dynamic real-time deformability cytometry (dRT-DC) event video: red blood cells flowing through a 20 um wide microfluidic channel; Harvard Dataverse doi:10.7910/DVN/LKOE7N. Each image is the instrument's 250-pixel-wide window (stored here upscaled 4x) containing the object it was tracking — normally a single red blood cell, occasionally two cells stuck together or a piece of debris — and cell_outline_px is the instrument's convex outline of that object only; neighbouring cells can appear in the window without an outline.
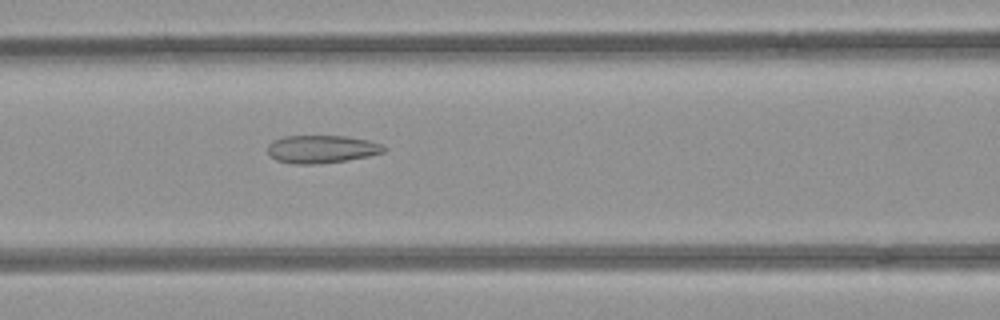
{"species": "common noctule bat (a hibernating species)", "species_latin": "Nyctalus noctula", "temperature_condition": "room temperature", "stored_images_in_passage": 38, "camera_frame_rate_fps": 3000, "um_per_image_px": 0.085, "animal": {"sex": "female", "body_mass_g": 21.9}, "frame": {"image": 1, "passage_image": 7, "time_ms": 2.0, "image_size_px": [1000, 320], "cell_outline_px": [[388, 148], [384, 152], [368, 156], [348, 160], [320, 164], [292, 164], [276, 160], [268, 152], [268, 144], [272, 140], [284, 136], [344, 136], [368, 140], [384, 144]], "centroid_in_image_um": [27.36, 12.68], "position_along_channel_um": 139.2, "area_um2": 19.07}}
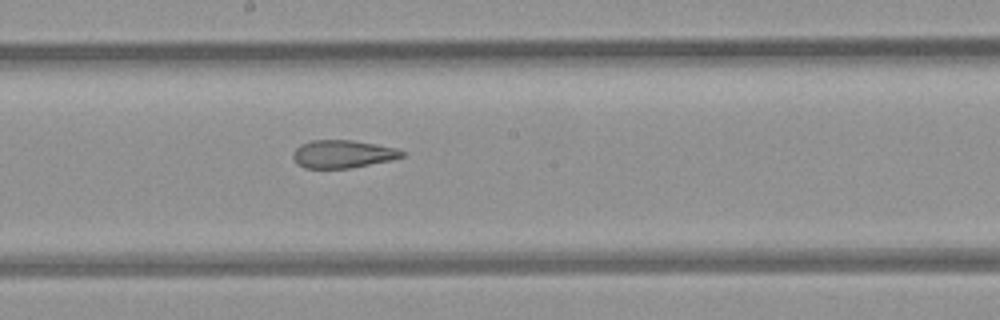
{"frame": {"image": 2, "passage_image": 13, "time_ms": 4.0, "image_size_px": [1000, 320], "cell_outline_px": [[404, 156], [392, 160], [352, 168], [304, 168], [296, 164], [292, 156], [292, 152], [300, 144], [312, 140], [352, 140], [376, 144], [396, 148], [404, 152]], "centroid_in_image_um": [29.1, 13.1], "position_along_channel_um": 219.1, "area_um2": 17.86}}
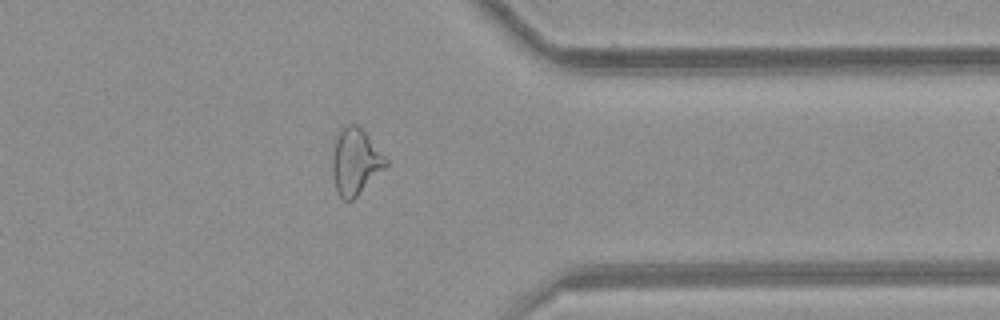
{"frame": {"image": 3, "passage_image": 26, "time_ms": 8.333, "image_size_px": [1000, 320], "cell_outline_px": [[388, 164], [352, 200], [344, 200], [336, 192], [332, 176], [332, 156], [336, 132], [344, 124], [356, 124], [368, 136], [388, 160]], "centroid_in_image_um": [30.15, 13.71], "position_along_channel_um": 381.2, "area_um2": 20.58}}